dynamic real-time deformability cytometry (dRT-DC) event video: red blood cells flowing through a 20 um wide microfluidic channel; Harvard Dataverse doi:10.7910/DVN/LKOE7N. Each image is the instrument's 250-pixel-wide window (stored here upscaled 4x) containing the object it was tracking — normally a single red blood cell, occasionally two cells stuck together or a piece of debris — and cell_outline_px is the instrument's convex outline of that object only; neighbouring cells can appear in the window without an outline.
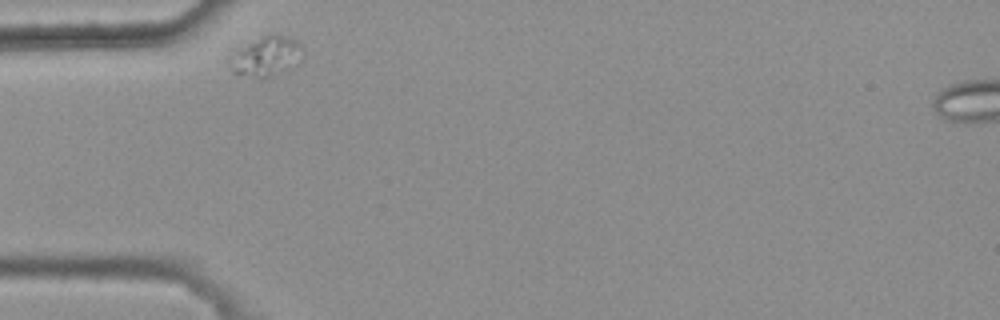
{"species": "common noctule bat (a hibernating species)", "species_latin": "Nyctalus noctula", "temperature_condition": "warm", "stored_images_in_passage": 2, "camera_frame_rate_fps": 3000, "um_per_image_px": 0.085, "animal": {"sex": "female", "body_mass_g": 25.1}, "frame": {"image": 1, "passage_image": 1, "time_ms": 0.0, "image_size_px": [1000, 320], "cell_outline_px": [[300, 60], [260, 80], [232, 72], [228, 60], [228, 56], [240, 48], [272, 32], [276, 32], [288, 36], [296, 40], [300, 44]], "centroid_in_image_um": [22.55, 4.77], "position_along_channel_um": 62.5, "area_um2": 16.47}}